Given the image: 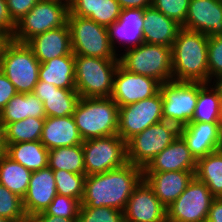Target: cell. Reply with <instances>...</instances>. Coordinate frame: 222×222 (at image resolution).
Segmentation results:
<instances>
[{
	"label": "cell",
	"instance_id": "obj_1",
	"mask_svg": "<svg viewBox=\"0 0 222 222\" xmlns=\"http://www.w3.org/2000/svg\"><path fill=\"white\" fill-rule=\"evenodd\" d=\"M143 179V169L131 163L85 178L81 207H111L124 211L133 189Z\"/></svg>",
	"mask_w": 222,
	"mask_h": 222
},
{
	"label": "cell",
	"instance_id": "obj_2",
	"mask_svg": "<svg viewBox=\"0 0 222 222\" xmlns=\"http://www.w3.org/2000/svg\"><path fill=\"white\" fill-rule=\"evenodd\" d=\"M207 46V35L181 28L171 47L173 80L209 83Z\"/></svg>",
	"mask_w": 222,
	"mask_h": 222
},
{
	"label": "cell",
	"instance_id": "obj_3",
	"mask_svg": "<svg viewBox=\"0 0 222 222\" xmlns=\"http://www.w3.org/2000/svg\"><path fill=\"white\" fill-rule=\"evenodd\" d=\"M83 141L117 134L119 106L111 97H80L73 113Z\"/></svg>",
	"mask_w": 222,
	"mask_h": 222
},
{
	"label": "cell",
	"instance_id": "obj_4",
	"mask_svg": "<svg viewBox=\"0 0 222 222\" xmlns=\"http://www.w3.org/2000/svg\"><path fill=\"white\" fill-rule=\"evenodd\" d=\"M75 87L80 97H111L119 59L74 55Z\"/></svg>",
	"mask_w": 222,
	"mask_h": 222
},
{
	"label": "cell",
	"instance_id": "obj_5",
	"mask_svg": "<svg viewBox=\"0 0 222 222\" xmlns=\"http://www.w3.org/2000/svg\"><path fill=\"white\" fill-rule=\"evenodd\" d=\"M124 51L118 54L119 63L127 71L154 78L160 84L173 80L171 47L142 43Z\"/></svg>",
	"mask_w": 222,
	"mask_h": 222
},
{
	"label": "cell",
	"instance_id": "obj_6",
	"mask_svg": "<svg viewBox=\"0 0 222 222\" xmlns=\"http://www.w3.org/2000/svg\"><path fill=\"white\" fill-rule=\"evenodd\" d=\"M69 5L57 0H39L17 23L12 40L26 43L35 35L68 24Z\"/></svg>",
	"mask_w": 222,
	"mask_h": 222
},
{
	"label": "cell",
	"instance_id": "obj_7",
	"mask_svg": "<svg viewBox=\"0 0 222 222\" xmlns=\"http://www.w3.org/2000/svg\"><path fill=\"white\" fill-rule=\"evenodd\" d=\"M68 26L74 55L119 59L111 47L107 27L75 15L68 16Z\"/></svg>",
	"mask_w": 222,
	"mask_h": 222
},
{
	"label": "cell",
	"instance_id": "obj_8",
	"mask_svg": "<svg viewBox=\"0 0 222 222\" xmlns=\"http://www.w3.org/2000/svg\"><path fill=\"white\" fill-rule=\"evenodd\" d=\"M40 62L26 43L12 40L5 49L0 70L18 93H33L39 80Z\"/></svg>",
	"mask_w": 222,
	"mask_h": 222
},
{
	"label": "cell",
	"instance_id": "obj_9",
	"mask_svg": "<svg viewBox=\"0 0 222 222\" xmlns=\"http://www.w3.org/2000/svg\"><path fill=\"white\" fill-rule=\"evenodd\" d=\"M179 130L177 125L164 120L147 127L126 142L127 162L144 169L179 136Z\"/></svg>",
	"mask_w": 222,
	"mask_h": 222
},
{
	"label": "cell",
	"instance_id": "obj_10",
	"mask_svg": "<svg viewBox=\"0 0 222 222\" xmlns=\"http://www.w3.org/2000/svg\"><path fill=\"white\" fill-rule=\"evenodd\" d=\"M82 148L86 176L114 170L128 163L126 142L118 134L85 140Z\"/></svg>",
	"mask_w": 222,
	"mask_h": 222
},
{
	"label": "cell",
	"instance_id": "obj_11",
	"mask_svg": "<svg viewBox=\"0 0 222 222\" xmlns=\"http://www.w3.org/2000/svg\"><path fill=\"white\" fill-rule=\"evenodd\" d=\"M163 120L179 128L190 123L198 100V82L171 80L160 84Z\"/></svg>",
	"mask_w": 222,
	"mask_h": 222
},
{
	"label": "cell",
	"instance_id": "obj_12",
	"mask_svg": "<svg viewBox=\"0 0 222 222\" xmlns=\"http://www.w3.org/2000/svg\"><path fill=\"white\" fill-rule=\"evenodd\" d=\"M215 197L195 176L185 191L166 208L167 222H206Z\"/></svg>",
	"mask_w": 222,
	"mask_h": 222
},
{
	"label": "cell",
	"instance_id": "obj_13",
	"mask_svg": "<svg viewBox=\"0 0 222 222\" xmlns=\"http://www.w3.org/2000/svg\"><path fill=\"white\" fill-rule=\"evenodd\" d=\"M163 121L162 95L154 96L119 107L117 134L127 142L147 127Z\"/></svg>",
	"mask_w": 222,
	"mask_h": 222
},
{
	"label": "cell",
	"instance_id": "obj_14",
	"mask_svg": "<svg viewBox=\"0 0 222 222\" xmlns=\"http://www.w3.org/2000/svg\"><path fill=\"white\" fill-rule=\"evenodd\" d=\"M159 90L160 83L154 78L131 73L119 64L114 75L111 98L122 107L152 97Z\"/></svg>",
	"mask_w": 222,
	"mask_h": 222
},
{
	"label": "cell",
	"instance_id": "obj_15",
	"mask_svg": "<svg viewBox=\"0 0 222 222\" xmlns=\"http://www.w3.org/2000/svg\"><path fill=\"white\" fill-rule=\"evenodd\" d=\"M123 213L125 222H167L166 207L144 179L133 189Z\"/></svg>",
	"mask_w": 222,
	"mask_h": 222
},
{
	"label": "cell",
	"instance_id": "obj_16",
	"mask_svg": "<svg viewBox=\"0 0 222 222\" xmlns=\"http://www.w3.org/2000/svg\"><path fill=\"white\" fill-rule=\"evenodd\" d=\"M181 27L208 37L222 36V0H190Z\"/></svg>",
	"mask_w": 222,
	"mask_h": 222
},
{
	"label": "cell",
	"instance_id": "obj_17",
	"mask_svg": "<svg viewBox=\"0 0 222 222\" xmlns=\"http://www.w3.org/2000/svg\"><path fill=\"white\" fill-rule=\"evenodd\" d=\"M179 135L198 160L221 149L222 123L190 122L180 127Z\"/></svg>",
	"mask_w": 222,
	"mask_h": 222
},
{
	"label": "cell",
	"instance_id": "obj_18",
	"mask_svg": "<svg viewBox=\"0 0 222 222\" xmlns=\"http://www.w3.org/2000/svg\"><path fill=\"white\" fill-rule=\"evenodd\" d=\"M144 11L145 9L141 8L122 9L119 19L107 27L109 41L115 53L117 50L116 41L120 44L123 43L124 50L144 43Z\"/></svg>",
	"mask_w": 222,
	"mask_h": 222
},
{
	"label": "cell",
	"instance_id": "obj_19",
	"mask_svg": "<svg viewBox=\"0 0 222 222\" xmlns=\"http://www.w3.org/2000/svg\"><path fill=\"white\" fill-rule=\"evenodd\" d=\"M57 195L53 170L49 167L32 171L23 207L27 216L44 212Z\"/></svg>",
	"mask_w": 222,
	"mask_h": 222
},
{
	"label": "cell",
	"instance_id": "obj_20",
	"mask_svg": "<svg viewBox=\"0 0 222 222\" xmlns=\"http://www.w3.org/2000/svg\"><path fill=\"white\" fill-rule=\"evenodd\" d=\"M195 171L143 172V179L167 208L186 189Z\"/></svg>",
	"mask_w": 222,
	"mask_h": 222
},
{
	"label": "cell",
	"instance_id": "obj_21",
	"mask_svg": "<svg viewBox=\"0 0 222 222\" xmlns=\"http://www.w3.org/2000/svg\"><path fill=\"white\" fill-rule=\"evenodd\" d=\"M26 44L40 63L73 53L68 24L35 35Z\"/></svg>",
	"mask_w": 222,
	"mask_h": 222
},
{
	"label": "cell",
	"instance_id": "obj_22",
	"mask_svg": "<svg viewBox=\"0 0 222 222\" xmlns=\"http://www.w3.org/2000/svg\"><path fill=\"white\" fill-rule=\"evenodd\" d=\"M197 160L179 135L143 169V172L196 171Z\"/></svg>",
	"mask_w": 222,
	"mask_h": 222
},
{
	"label": "cell",
	"instance_id": "obj_23",
	"mask_svg": "<svg viewBox=\"0 0 222 222\" xmlns=\"http://www.w3.org/2000/svg\"><path fill=\"white\" fill-rule=\"evenodd\" d=\"M33 94L43 102L46 117H65L73 115L80 98L76 90L57 88L53 84L39 81Z\"/></svg>",
	"mask_w": 222,
	"mask_h": 222
},
{
	"label": "cell",
	"instance_id": "obj_24",
	"mask_svg": "<svg viewBox=\"0 0 222 222\" xmlns=\"http://www.w3.org/2000/svg\"><path fill=\"white\" fill-rule=\"evenodd\" d=\"M40 141L48 150L83 143L73 115L46 117Z\"/></svg>",
	"mask_w": 222,
	"mask_h": 222
},
{
	"label": "cell",
	"instance_id": "obj_25",
	"mask_svg": "<svg viewBox=\"0 0 222 222\" xmlns=\"http://www.w3.org/2000/svg\"><path fill=\"white\" fill-rule=\"evenodd\" d=\"M181 25L166 17L155 8L148 7L144 11V43L159 44L172 47Z\"/></svg>",
	"mask_w": 222,
	"mask_h": 222
},
{
	"label": "cell",
	"instance_id": "obj_26",
	"mask_svg": "<svg viewBox=\"0 0 222 222\" xmlns=\"http://www.w3.org/2000/svg\"><path fill=\"white\" fill-rule=\"evenodd\" d=\"M27 117L46 118L43 102L33 93H17L0 112V129Z\"/></svg>",
	"mask_w": 222,
	"mask_h": 222
},
{
	"label": "cell",
	"instance_id": "obj_27",
	"mask_svg": "<svg viewBox=\"0 0 222 222\" xmlns=\"http://www.w3.org/2000/svg\"><path fill=\"white\" fill-rule=\"evenodd\" d=\"M39 81L53 84L61 89L76 90L74 54L70 53L41 63Z\"/></svg>",
	"mask_w": 222,
	"mask_h": 222
},
{
	"label": "cell",
	"instance_id": "obj_28",
	"mask_svg": "<svg viewBox=\"0 0 222 222\" xmlns=\"http://www.w3.org/2000/svg\"><path fill=\"white\" fill-rule=\"evenodd\" d=\"M6 155L31 171L48 167L49 150L41 141L6 144Z\"/></svg>",
	"mask_w": 222,
	"mask_h": 222
},
{
	"label": "cell",
	"instance_id": "obj_29",
	"mask_svg": "<svg viewBox=\"0 0 222 222\" xmlns=\"http://www.w3.org/2000/svg\"><path fill=\"white\" fill-rule=\"evenodd\" d=\"M190 122L222 123V102L210 83L198 82V100Z\"/></svg>",
	"mask_w": 222,
	"mask_h": 222
},
{
	"label": "cell",
	"instance_id": "obj_30",
	"mask_svg": "<svg viewBox=\"0 0 222 222\" xmlns=\"http://www.w3.org/2000/svg\"><path fill=\"white\" fill-rule=\"evenodd\" d=\"M194 176L216 197H222V149L197 160Z\"/></svg>",
	"mask_w": 222,
	"mask_h": 222
},
{
	"label": "cell",
	"instance_id": "obj_31",
	"mask_svg": "<svg viewBox=\"0 0 222 222\" xmlns=\"http://www.w3.org/2000/svg\"><path fill=\"white\" fill-rule=\"evenodd\" d=\"M32 171L7 155L0 160V184L22 199L26 195Z\"/></svg>",
	"mask_w": 222,
	"mask_h": 222
},
{
	"label": "cell",
	"instance_id": "obj_32",
	"mask_svg": "<svg viewBox=\"0 0 222 222\" xmlns=\"http://www.w3.org/2000/svg\"><path fill=\"white\" fill-rule=\"evenodd\" d=\"M48 167L52 170L86 174L82 144L49 150Z\"/></svg>",
	"mask_w": 222,
	"mask_h": 222
},
{
	"label": "cell",
	"instance_id": "obj_33",
	"mask_svg": "<svg viewBox=\"0 0 222 222\" xmlns=\"http://www.w3.org/2000/svg\"><path fill=\"white\" fill-rule=\"evenodd\" d=\"M45 118L27 117L8 123L3 129L5 144L40 141Z\"/></svg>",
	"mask_w": 222,
	"mask_h": 222
},
{
	"label": "cell",
	"instance_id": "obj_34",
	"mask_svg": "<svg viewBox=\"0 0 222 222\" xmlns=\"http://www.w3.org/2000/svg\"><path fill=\"white\" fill-rule=\"evenodd\" d=\"M57 194L78 199L84 196L86 174L71 173L66 170H53Z\"/></svg>",
	"mask_w": 222,
	"mask_h": 222
},
{
	"label": "cell",
	"instance_id": "obj_35",
	"mask_svg": "<svg viewBox=\"0 0 222 222\" xmlns=\"http://www.w3.org/2000/svg\"><path fill=\"white\" fill-rule=\"evenodd\" d=\"M26 216L23 199L0 184V217L9 221H18Z\"/></svg>",
	"mask_w": 222,
	"mask_h": 222
},
{
	"label": "cell",
	"instance_id": "obj_36",
	"mask_svg": "<svg viewBox=\"0 0 222 222\" xmlns=\"http://www.w3.org/2000/svg\"><path fill=\"white\" fill-rule=\"evenodd\" d=\"M81 202L78 199L57 194L44 214L66 219H78Z\"/></svg>",
	"mask_w": 222,
	"mask_h": 222
},
{
	"label": "cell",
	"instance_id": "obj_37",
	"mask_svg": "<svg viewBox=\"0 0 222 222\" xmlns=\"http://www.w3.org/2000/svg\"><path fill=\"white\" fill-rule=\"evenodd\" d=\"M77 222H125L123 211L111 207H80Z\"/></svg>",
	"mask_w": 222,
	"mask_h": 222
},
{
	"label": "cell",
	"instance_id": "obj_38",
	"mask_svg": "<svg viewBox=\"0 0 222 222\" xmlns=\"http://www.w3.org/2000/svg\"><path fill=\"white\" fill-rule=\"evenodd\" d=\"M190 0H152V7L181 26L185 23Z\"/></svg>",
	"mask_w": 222,
	"mask_h": 222
},
{
	"label": "cell",
	"instance_id": "obj_39",
	"mask_svg": "<svg viewBox=\"0 0 222 222\" xmlns=\"http://www.w3.org/2000/svg\"><path fill=\"white\" fill-rule=\"evenodd\" d=\"M209 83L222 74V36L208 37L207 46Z\"/></svg>",
	"mask_w": 222,
	"mask_h": 222
},
{
	"label": "cell",
	"instance_id": "obj_40",
	"mask_svg": "<svg viewBox=\"0 0 222 222\" xmlns=\"http://www.w3.org/2000/svg\"><path fill=\"white\" fill-rule=\"evenodd\" d=\"M121 7L116 0H98L97 24L108 27L119 19Z\"/></svg>",
	"mask_w": 222,
	"mask_h": 222
},
{
	"label": "cell",
	"instance_id": "obj_41",
	"mask_svg": "<svg viewBox=\"0 0 222 222\" xmlns=\"http://www.w3.org/2000/svg\"><path fill=\"white\" fill-rule=\"evenodd\" d=\"M98 0H72L69 4V15L86 17L97 23Z\"/></svg>",
	"mask_w": 222,
	"mask_h": 222
},
{
	"label": "cell",
	"instance_id": "obj_42",
	"mask_svg": "<svg viewBox=\"0 0 222 222\" xmlns=\"http://www.w3.org/2000/svg\"><path fill=\"white\" fill-rule=\"evenodd\" d=\"M39 0H6L11 19L17 23Z\"/></svg>",
	"mask_w": 222,
	"mask_h": 222
},
{
	"label": "cell",
	"instance_id": "obj_43",
	"mask_svg": "<svg viewBox=\"0 0 222 222\" xmlns=\"http://www.w3.org/2000/svg\"><path fill=\"white\" fill-rule=\"evenodd\" d=\"M17 93L18 92L16 91L15 86L0 70V112Z\"/></svg>",
	"mask_w": 222,
	"mask_h": 222
},
{
	"label": "cell",
	"instance_id": "obj_44",
	"mask_svg": "<svg viewBox=\"0 0 222 222\" xmlns=\"http://www.w3.org/2000/svg\"><path fill=\"white\" fill-rule=\"evenodd\" d=\"M16 23L11 19L6 0H0V30L13 35Z\"/></svg>",
	"mask_w": 222,
	"mask_h": 222
},
{
	"label": "cell",
	"instance_id": "obj_45",
	"mask_svg": "<svg viewBox=\"0 0 222 222\" xmlns=\"http://www.w3.org/2000/svg\"><path fill=\"white\" fill-rule=\"evenodd\" d=\"M206 222H222V197L213 199Z\"/></svg>",
	"mask_w": 222,
	"mask_h": 222
},
{
	"label": "cell",
	"instance_id": "obj_46",
	"mask_svg": "<svg viewBox=\"0 0 222 222\" xmlns=\"http://www.w3.org/2000/svg\"><path fill=\"white\" fill-rule=\"evenodd\" d=\"M121 9H134L141 8L145 9L151 7L152 0H116Z\"/></svg>",
	"mask_w": 222,
	"mask_h": 222
},
{
	"label": "cell",
	"instance_id": "obj_47",
	"mask_svg": "<svg viewBox=\"0 0 222 222\" xmlns=\"http://www.w3.org/2000/svg\"><path fill=\"white\" fill-rule=\"evenodd\" d=\"M35 222H77V219H66L40 212L31 217Z\"/></svg>",
	"mask_w": 222,
	"mask_h": 222
},
{
	"label": "cell",
	"instance_id": "obj_48",
	"mask_svg": "<svg viewBox=\"0 0 222 222\" xmlns=\"http://www.w3.org/2000/svg\"><path fill=\"white\" fill-rule=\"evenodd\" d=\"M12 41V35L0 30V66L6 47Z\"/></svg>",
	"mask_w": 222,
	"mask_h": 222
},
{
	"label": "cell",
	"instance_id": "obj_49",
	"mask_svg": "<svg viewBox=\"0 0 222 222\" xmlns=\"http://www.w3.org/2000/svg\"><path fill=\"white\" fill-rule=\"evenodd\" d=\"M215 78L213 80L215 82H212L214 85V86L212 85V87L217 91L218 96L220 97L221 102H222V74L219 76H216ZM214 83H216V84H214Z\"/></svg>",
	"mask_w": 222,
	"mask_h": 222
},
{
	"label": "cell",
	"instance_id": "obj_50",
	"mask_svg": "<svg viewBox=\"0 0 222 222\" xmlns=\"http://www.w3.org/2000/svg\"><path fill=\"white\" fill-rule=\"evenodd\" d=\"M6 155V144L4 142L3 131L0 129V160Z\"/></svg>",
	"mask_w": 222,
	"mask_h": 222
},
{
	"label": "cell",
	"instance_id": "obj_51",
	"mask_svg": "<svg viewBox=\"0 0 222 222\" xmlns=\"http://www.w3.org/2000/svg\"><path fill=\"white\" fill-rule=\"evenodd\" d=\"M25 222H35L31 217L26 216L25 217Z\"/></svg>",
	"mask_w": 222,
	"mask_h": 222
},
{
	"label": "cell",
	"instance_id": "obj_52",
	"mask_svg": "<svg viewBox=\"0 0 222 222\" xmlns=\"http://www.w3.org/2000/svg\"><path fill=\"white\" fill-rule=\"evenodd\" d=\"M57 1H61L67 5H69L71 3L72 0H57Z\"/></svg>",
	"mask_w": 222,
	"mask_h": 222
},
{
	"label": "cell",
	"instance_id": "obj_53",
	"mask_svg": "<svg viewBox=\"0 0 222 222\" xmlns=\"http://www.w3.org/2000/svg\"><path fill=\"white\" fill-rule=\"evenodd\" d=\"M0 222H11V221L0 217Z\"/></svg>",
	"mask_w": 222,
	"mask_h": 222
},
{
	"label": "cell",
	"instance_id": "obj_54",
	"mask_svg": "<svg viewBox=\"0 0 222 222\" xmlns=\"http://www.w3.org/2000/svg\"><path fill=\"white\" fill-rule=\"evenodd\" d=\"M11 222H25V218L18 220V221H11Z\"/></svg>",
	"mask_w": 222,
	"mask_h": 222
}]
</instances>
